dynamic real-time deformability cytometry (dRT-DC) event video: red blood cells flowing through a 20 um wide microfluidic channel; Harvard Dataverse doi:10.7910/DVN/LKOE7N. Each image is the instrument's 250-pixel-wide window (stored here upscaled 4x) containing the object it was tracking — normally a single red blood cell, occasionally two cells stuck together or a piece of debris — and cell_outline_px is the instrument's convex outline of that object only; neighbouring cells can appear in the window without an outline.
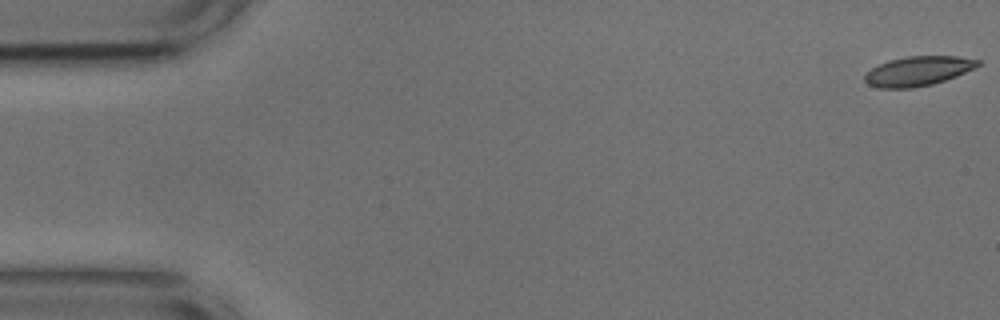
{"species": "common noctule bat (a hibernating species)", "species_latin": "Nyctalus noctula", "temperature_condition": "cold", "stored_images_in_passage": 7, "camera_frame_rate_fps": 3000, "um_per_image_px": 0.085, "animal": {"sex": "male", "body_mass_g": 17.9, "forearm_length_mm": 54.2}, "frame": {"image": 1, "passage_image": 1, "time_ms": 0.0, "image_size_px": [1000, 320], "cell_outline_px": [[980, 64], [976, 68], [956, 76], [932, 84], [912, 88], [880, 88], [868, 84], [864, 80], [864, 76], [872, 68], [888, 60], [908, 56], [956, 56], [980, 60]], "centroid_in_image_um": [78.04, 6.04], "position_along_channel_um": 7.0, "area_um2": 19.36}}